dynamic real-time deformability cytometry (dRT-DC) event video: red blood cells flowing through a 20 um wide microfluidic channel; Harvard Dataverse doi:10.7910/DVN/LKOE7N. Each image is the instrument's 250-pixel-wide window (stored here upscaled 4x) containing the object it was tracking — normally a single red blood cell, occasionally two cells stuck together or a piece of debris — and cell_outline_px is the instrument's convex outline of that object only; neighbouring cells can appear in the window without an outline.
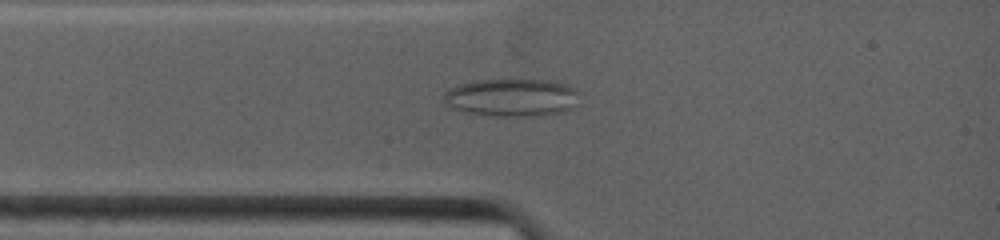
{"species": "common noctule bat (a hibernating species)", "species_latin": "Nyctalus noctula", "temperature_condition": "warm", "stored_images_in_passage": 49, "camera_frame_rate_fps": 4500, "um_per_image_px": 0.085, "animal": {"sex": "female", "body_mass_g": 19.0, "forearm_length_mm": 53.3}, "frame": {"image": 1, "passage_image": 5, "time_ms": 1.778, "image_size_px": [1000, 240], "cell_outline_px": [[572, 108], [564, 112], [544, 116], [496, 116], [468, 112], [456, 108], [444, 100], [444, 92], [460, 84], [476, 80], [544, 80], [564, 84], [572, 88]], "centroid_in_image_um": [43.45, 8.3], "position_along_channel_um": 41.6, "area_um2": 28.9}}
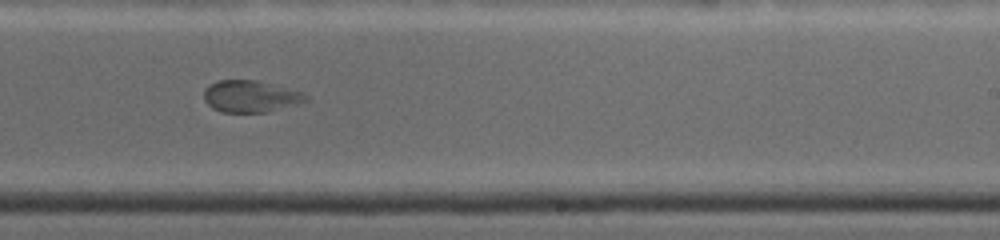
{"frame": {"image": 2, "passage_image": 26, "time_ms": 7.556, "image_size_px": [1000, 240], "cell_outline_px": [[308, 100], [268, 112], [220, 112], [212, 108], [204, 100], [204, 92], [212, 84], [220, 80], [256, 80], [304, 92], [308, 96]], "centroid_in_image_um": [21.31, 8.2], "position_along_channel_um": 267.7, "area_um2": 18.67}}
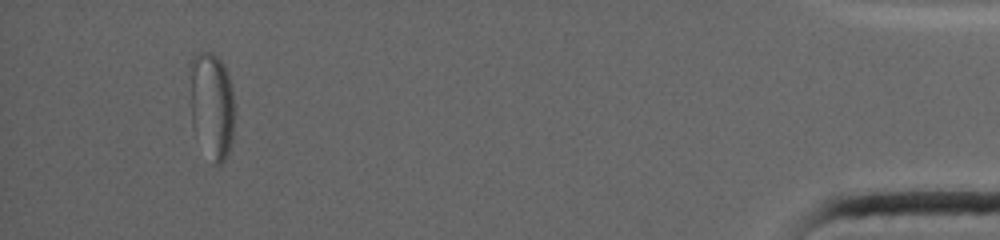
{"frame": {"image": 3, "passage_image": 49, "time_ms": 14.0, "image_size_px": [1000, 240], "cell_outline_px": [[232, 140], [228, 156], [220, 164], [212, 164], [192, 124], [188, 68], [192, 56], [196, 52], [212, 52], [220, 60], [228, 72], [232, 88]], "centroid_in_image_um": [17.96, 8.89], "position_along_channel_um": 417.2, "area_um2": 27.86}}